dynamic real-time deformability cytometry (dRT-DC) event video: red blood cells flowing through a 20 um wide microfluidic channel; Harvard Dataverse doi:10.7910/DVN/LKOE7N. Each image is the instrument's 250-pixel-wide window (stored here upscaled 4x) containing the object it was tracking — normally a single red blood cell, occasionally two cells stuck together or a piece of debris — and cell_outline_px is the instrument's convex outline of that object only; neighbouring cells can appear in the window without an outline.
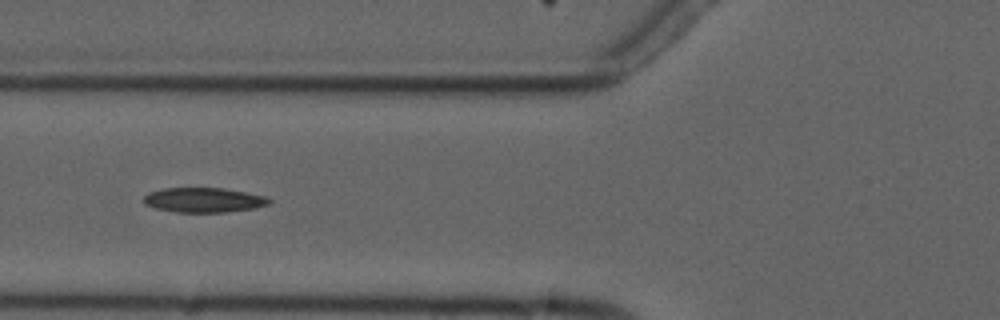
{"species": "common noctule bat (a hibernating species)", "species_latin": "Nyctalus noctula", "temperature_condition": "cold", "stored_images_in_passage": 7, "camera_frame_rate_fps": 3000, "um_per_image_px": 0.085, "animal": {"sex": "male", "forearm_length_mm": 52.5}, "frame": {"image": 1, "passage_image": 5, "time_ms": 6.0, "image_size_px": [1000, 320], "cell_outline_px": [[272, 200], [268, 204], [256, 208], [224, 212], [176, 212], [156, 208], [144, 204], [144, 196], [148, 192], [164, 188], [224, 188], [264, 196]], "centroid_in_image_um": [17.3, 17.0], "position_along_channel_um": 108.5, "area_um2": 17.98}}
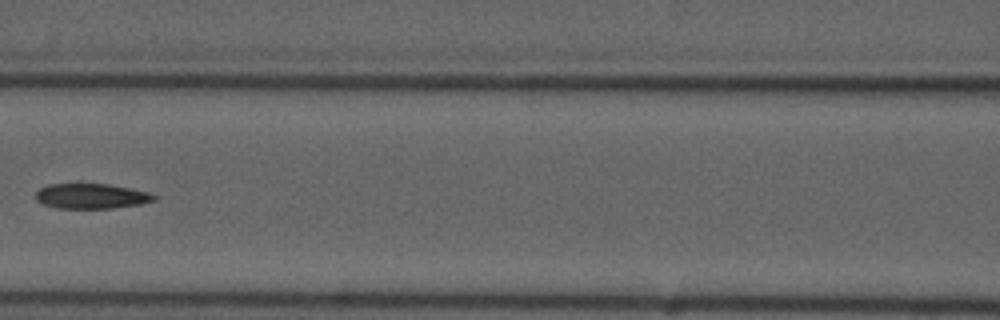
{"frame": {"image": 2, "passage_image": 6, "time_ms": 7.333, "image_size_px": [1000, 320], "cell_outline_px": [[156, 200], [140, 204], [112, 208], [56, 208], [44, 204], [36, 200], [36, 192], [40, 188], [48, 184], [108, 184], [148, 192], [156, 196]], "centroid_in_image_um": [7.75, 16.67], "position_along_channel_um": 158.9, "area_um2": 17.17}}
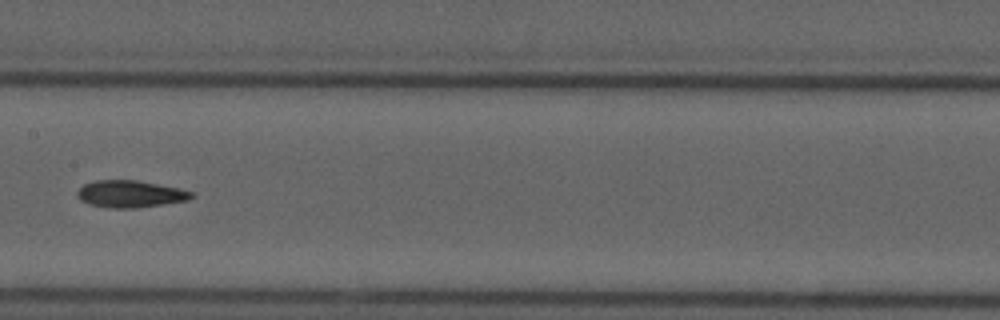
{"frame": {"image": 3, "passage_image": 7, "time_ms": 8.333, "image_size_px": [1000, 320], "cell_outline_px": [[196, 196], [188, 200], [136, 208], [108, 208], [88, 204], [80, 200], [76, 196], [76, 192], [84, 184], [96, 180], [136, 180], [180, 188], [196, 192]], "centroid_in_image_um": [11.09, 16.49], "position_along_channel_um": 196.3, "area_um2": 18.21}}